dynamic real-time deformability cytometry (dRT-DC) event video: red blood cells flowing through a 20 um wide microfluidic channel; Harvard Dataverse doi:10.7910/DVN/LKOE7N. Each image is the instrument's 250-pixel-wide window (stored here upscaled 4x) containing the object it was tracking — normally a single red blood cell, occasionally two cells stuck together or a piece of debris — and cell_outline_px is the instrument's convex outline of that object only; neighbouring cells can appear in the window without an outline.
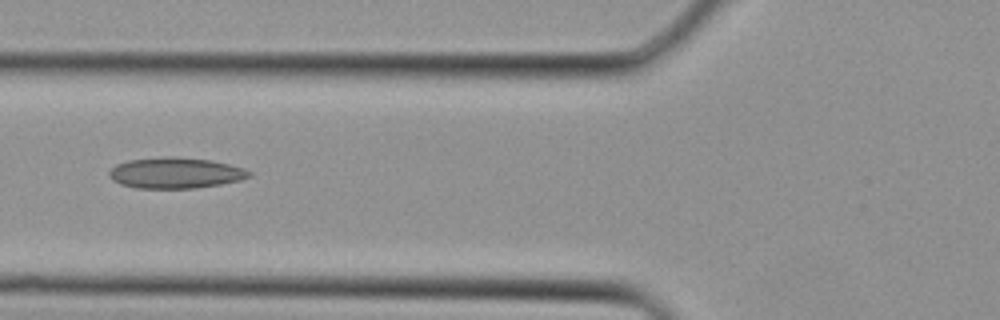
{"species": "Egyptian fruit bat (a non-hibernating species)", "species_latin": "Rousettus aegyptiacus", "temperature_condition": "cold", "stored_images_in_passage": 6, "camera_frame_rate_fps": 3000, "um_per_image_px": 0.085, "animal": {"sex": "female"}, "frame": {"image": 1, "passage_image": 6, "time_ms": 1.667, "image_size_px": [1000, 320], "cell_outline_px": [[252, 176], [240, 180], [220, 184], [196, 188], [136, 188], [120, 184], [112, 180], [108, 176], [108, 172], [116, 164], [128, 160], [168, 156], [172, 156], [212, 160], [244, 168], [252, 172]], "centroid_in_image_um": [14.91, 14.7], "position_along_channel_um": 110.9, "area_um2": 25.32}}